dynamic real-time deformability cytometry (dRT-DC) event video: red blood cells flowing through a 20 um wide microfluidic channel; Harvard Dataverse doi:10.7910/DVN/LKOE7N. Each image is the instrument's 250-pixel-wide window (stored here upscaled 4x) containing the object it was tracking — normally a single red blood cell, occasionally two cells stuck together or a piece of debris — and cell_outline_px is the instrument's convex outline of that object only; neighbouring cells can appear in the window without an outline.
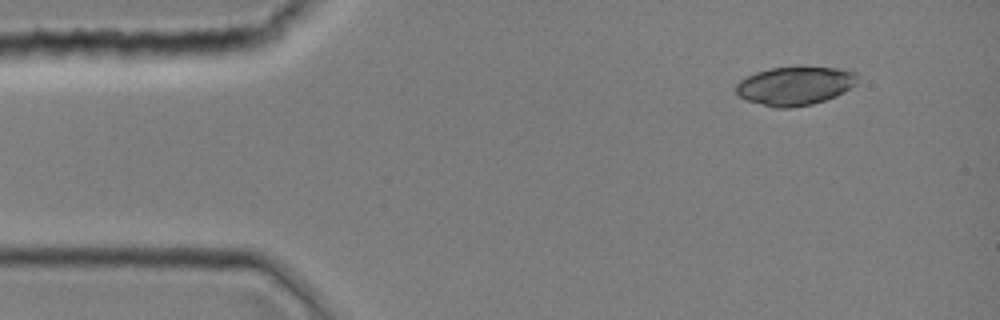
{"species": "common noctule bat (a hibernating species)", "species_latin": "Nyctalus noctula", "temperature_condition": "room temperature", "stored_images_in_passage": 40, "camera_frame_rate_fps": 3000, "um_per_image_px": 0.085, "animal": {"sex": "female", "body_mass_g": 19.0, "forearm_length_mm": 51.5}, "frame": {"image": 1, "passage_image": 1, "time_ms": 0.0, "image_size_px": [1000, 320], "cell_outline_px": [[856, 84], [844, 92], [836, 96], [812, 104], [788, 108], [776, 108], [744, 100], [736, 92], [736, 84], [740, 80], [756, 72], [768, 68], [800, 64], [852, 68], [856, 72]], "centroid_in_image_um": [67.62, 7.23], "position_along_channel_um": 17.4, "area_um2": 28.44}}
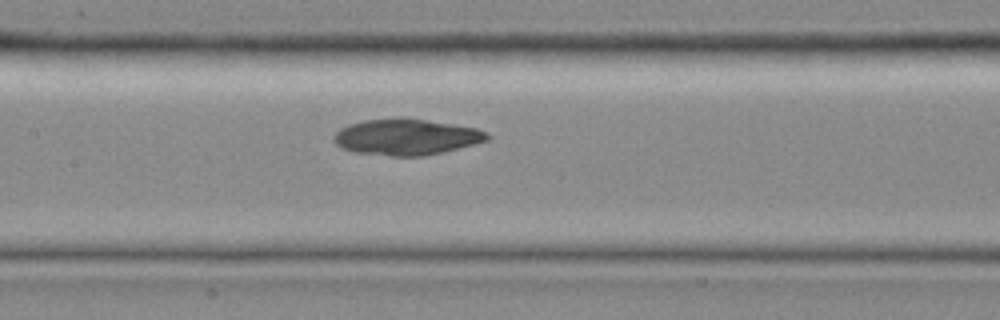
{"frame": {"image": 2, "passage_image": 17, "time_ms": 5.333, "image_size_px": [1000, 320], "cell_outline_px": [[492, 136], [488, 140], [444, 152], [424, 156], [392, 156], [352, 152], [340, 148], [332, 140], [332, 136], [340, 128], [348, 124], [364, 120], [424, 120], [452, 124], [476, 128], [488, 132]], "centroid_in_image_um": [34.52, 11.68], "position_along_channel_um": 172.9, "area_um2": 31.85}}
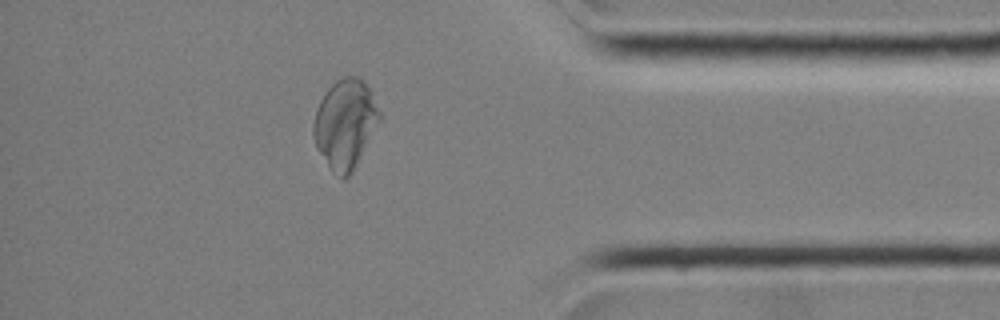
{"frame": {"image": 3, "passage_image": 34, "time_ms": 11.0, "image_size_px": [1000, 320], "cell_outline_px": [[380, 120], [356, 168], [348, 176], [340, 180], [332, 172], [316, 148], [312, 136], [312, 124], [316, 108], [320, 100], [328, 88], [336, 80], [344, 76], [356, 76], [368, 88], [380, 112]], "centroid_in_image_um": [29.3, 10.59], "position_along_channel_um": 405.9, "area_um2": 34.45}}